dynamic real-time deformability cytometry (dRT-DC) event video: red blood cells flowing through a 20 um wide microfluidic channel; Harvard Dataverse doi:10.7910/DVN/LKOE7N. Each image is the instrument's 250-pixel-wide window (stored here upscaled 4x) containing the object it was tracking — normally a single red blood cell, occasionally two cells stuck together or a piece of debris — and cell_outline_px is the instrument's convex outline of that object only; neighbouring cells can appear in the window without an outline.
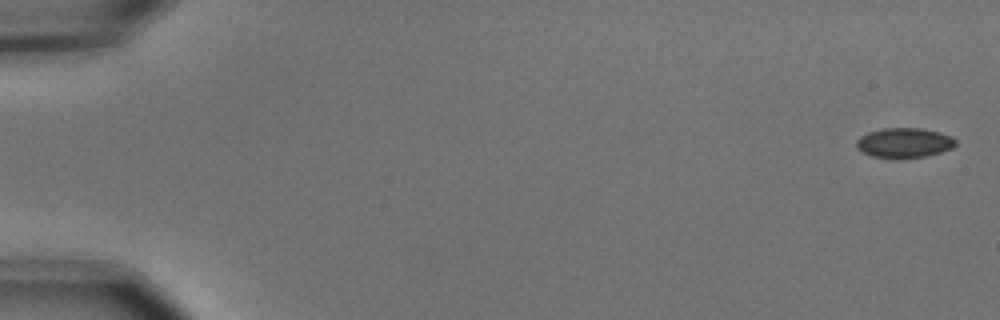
{"species": "common noctule bat (a hibernating species)", "species_latin": "Nyctalus noctula", "temperature_condition": "cold", "stored_images_in_passage": 7, "camera_frame_rate_fps": 3000, "um_per_image_px": 0.085, "animal": {"sex": "male", "body_mass_g": 15.6}, "frame": {"image": 1, "passage_image": 1, "time_ms": 0.0, "image_size_px": [1000, 320], "cell_outline_px": [[956, 144], [952, 148], [940, 152], [924, 156], [872, 156], [856, 148], [856, 140], [860, 136], [868, 132], [884, 128], [920, 128], [940, 132], [952, 136], [956, 140]], "centroid_in_image_um": [76.87, 12.09], "position_along_channel_um": 8.1, "area_um2": 16.76}}
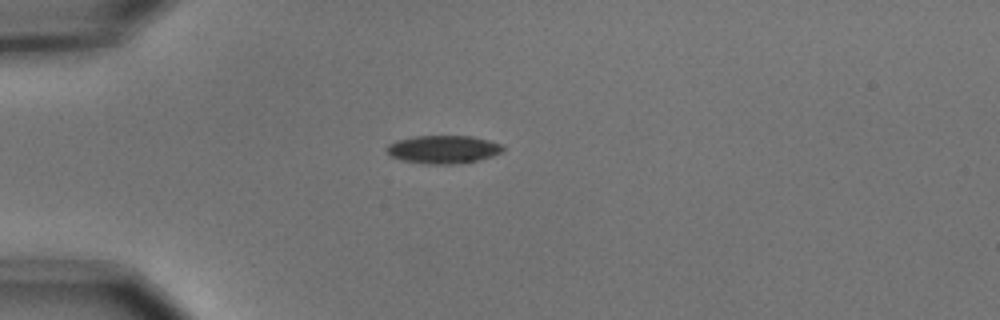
{"frame": {"image": 2, "passage_image": 5, "time_ms": 1.333, "image_size_px": [1000, 320], "cell_outline_px": [[504, 148], [500, 152], [492, 156], [476, 160], [456, 164], [424, 164], [400, 160], [392, 156], [384, 148], [388, 144], [396, 140], [416, 136], [472, 136], [488, 140], [500, 144]], "centroid_in_image_um": [37.62, 12.7], "position_along_channel_um": 47.4, "area_um2": 18.96}}